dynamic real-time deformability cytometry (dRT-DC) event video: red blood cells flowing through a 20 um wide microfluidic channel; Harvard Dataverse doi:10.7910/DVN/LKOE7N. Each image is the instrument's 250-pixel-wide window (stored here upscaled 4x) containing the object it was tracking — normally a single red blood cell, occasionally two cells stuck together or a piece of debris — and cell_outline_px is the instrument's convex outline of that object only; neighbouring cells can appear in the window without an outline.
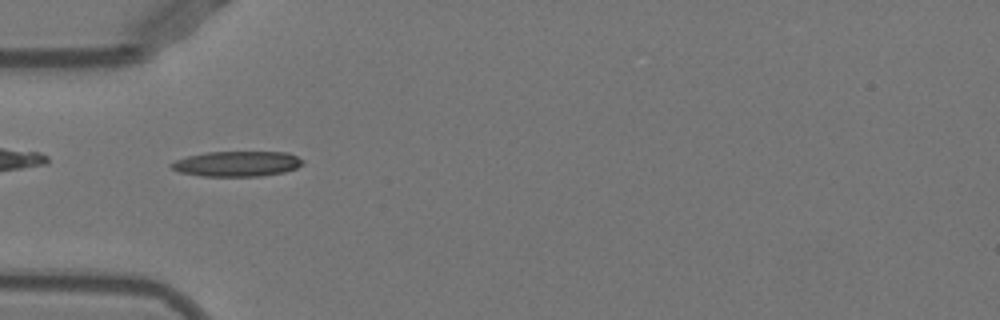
{"species": "Egyptian fruit bat (a non-hibernating species)", "species_latin": "Rousettus aegyptiacus", "temperature_condition": "warm", "stored_images_in_passage": 37, "camera_frame_rate_fps": 3000, "um_per_image_px": 0.085, "animal": {"sex": "female"}, "frame": {"image": 1, "passage_image": 2, "time_ms": 0.333, "image_size_px": [1000, 320], "cell_outline_px": [[304, 164], [296, 168], [284, 172], [260, 176], [200, 176], [180, 172], [172, 168], [168, 164], [176, 160], [188, 156], [208, 152], [288, 152], [304, 160]], "centroid_in_image_um": [20.16, 13.92], "position_along_channel_um": 64.8, "area_um2": 19.36}}
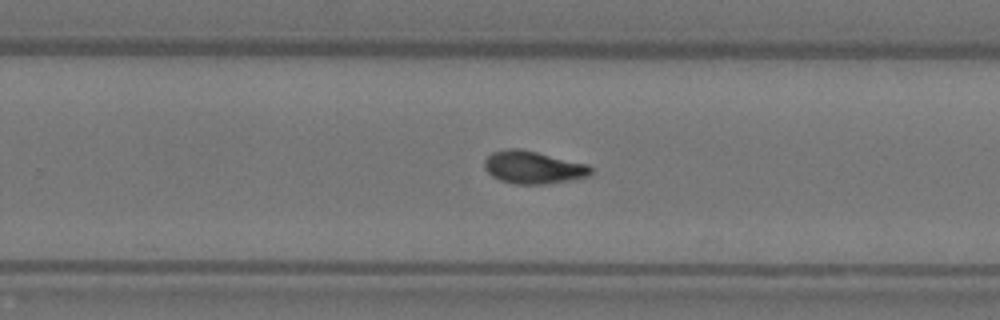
{"frame": {"image": 2, "passage_image": 19, "time_ms": 6.0, "image_size_px": [1000, 320], "cell_outline_px": [[592, 172], [588, 176], [576, 180], [544, 184], [516, 184], [500, 180], [492, 176], [484, 168], [484, 160], [492, 152], [508, 148], [520, 148], [588, 164], [592, 168]], "centroid_in_image_um": [45.33, 14.23], "position_along_channel_um": 284.5, "area_um2": 20.4}}
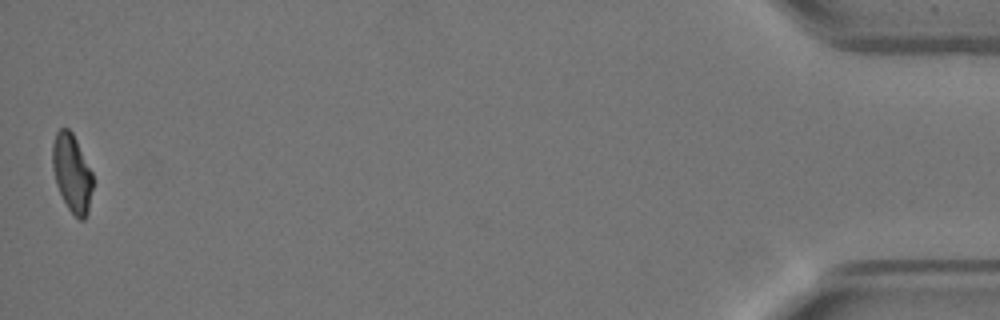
{"frame": {"image": 3, "passage_image": 37, "time_ms": 12.0, "image_size_px": [1000, 320], "cell_outline_px": [[92, 188], [88, 212], [84, 220], [80, 220], [68, 208], [56, 184], [52, 168], [52, 144], [56, 132], [60, 128], [68, 128], [72, 132], [92, 172]], "centroid_in_image_um": [6.1, 14.69], "position_along_channel_um": 429.1, "area_um2": 18.15}, "authors_computed_cell_mechanics": {"area_um2": 19.3052, "velocity_mm_per_s": 3.9374, "shape_relaxation_time_tau1_ms": 4.872, "shape_relaxation_time_tau2_ms": 3.4047, "deformation_change_tau1": 0.2026, "deformation_change_tau2": 0.0724}}